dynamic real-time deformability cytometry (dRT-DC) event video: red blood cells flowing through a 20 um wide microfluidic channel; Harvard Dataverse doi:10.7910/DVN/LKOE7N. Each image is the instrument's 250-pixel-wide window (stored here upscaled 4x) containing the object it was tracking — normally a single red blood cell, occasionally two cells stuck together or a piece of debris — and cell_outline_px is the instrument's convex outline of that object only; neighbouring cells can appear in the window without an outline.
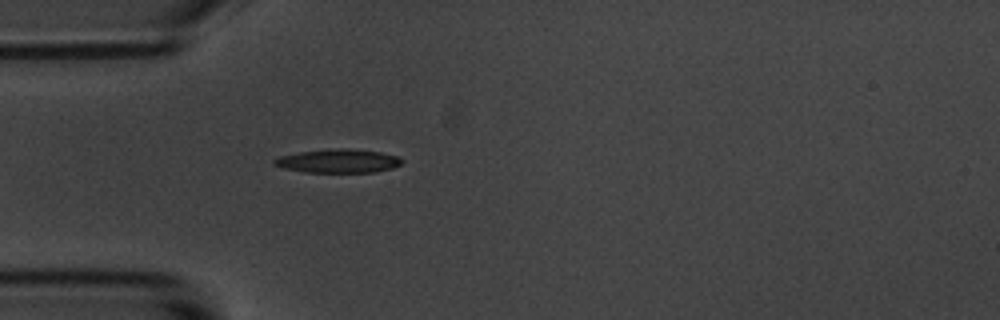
{"species": "common noctule bat (a hibernating species)", "species_latin": "Nyctalus noctula", "temperature_condition": "room temperature", "stored_images_in_passage": 4, "camera_frame_rate_fps": 3000, "um_per_image_px": 0.085, "animal": {"sex": "male", "body_mass_g": 20.1, "forearm_length_mm": 53.5}, "frame": {"image": 1, "passage_image": 4, "time_ms": 3.667, "image_size_px": [1000, 320], "cell_outline_px": [[404, 160], [400, 164], [392, 168], [372, 172], [304, 172], [284, 168], [272, 164], [272, 160], [280, 156], [296, 152], [340, 148], [344, 148], [380, 152], [396, 156]], "centroid_in_image_um": [28.7, 13.68], "position_along_channel_um": 56.3, "area_um2": 17.46}}